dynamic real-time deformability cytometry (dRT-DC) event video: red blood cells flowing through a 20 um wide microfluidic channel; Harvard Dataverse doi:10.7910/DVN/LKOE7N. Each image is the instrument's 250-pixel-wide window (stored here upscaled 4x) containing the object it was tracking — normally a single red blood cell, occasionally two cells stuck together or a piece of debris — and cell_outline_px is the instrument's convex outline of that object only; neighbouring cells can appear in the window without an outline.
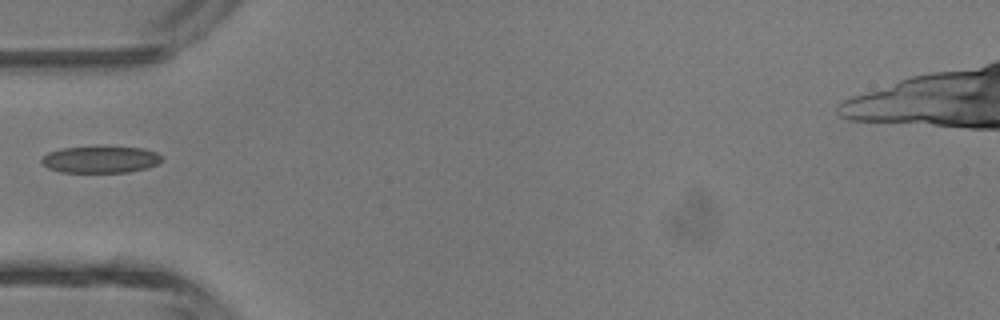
{"species": "common noctule bat (a hibernating species)", "species_latin": "Nyctalus noctula", "temperature_condition": "room temperature", "stored_images_in_passage": 5, "camera_frame_rate_fps": 3000, "um_per_image_px": 0.085, "animal": {"sex": "male", "body_mass_g": 13.3}, "frame": {"image": 1, "passage_image": 5, "time_ms": 4.667, "image_size_px": [1000, 320], "cell_outline_px": [[164, 160], [148, 168], [128, 172], [60, 172], [48, 168], [40, 160], [48, 152], [60, 148], [92, 144], [96, 144], [144, 148], [156, 152], [164, 156]], "centroid_in_image_um": [8.57, 13.5], "position_along_channel_um": 76.4, "area_um2": 19.77}}